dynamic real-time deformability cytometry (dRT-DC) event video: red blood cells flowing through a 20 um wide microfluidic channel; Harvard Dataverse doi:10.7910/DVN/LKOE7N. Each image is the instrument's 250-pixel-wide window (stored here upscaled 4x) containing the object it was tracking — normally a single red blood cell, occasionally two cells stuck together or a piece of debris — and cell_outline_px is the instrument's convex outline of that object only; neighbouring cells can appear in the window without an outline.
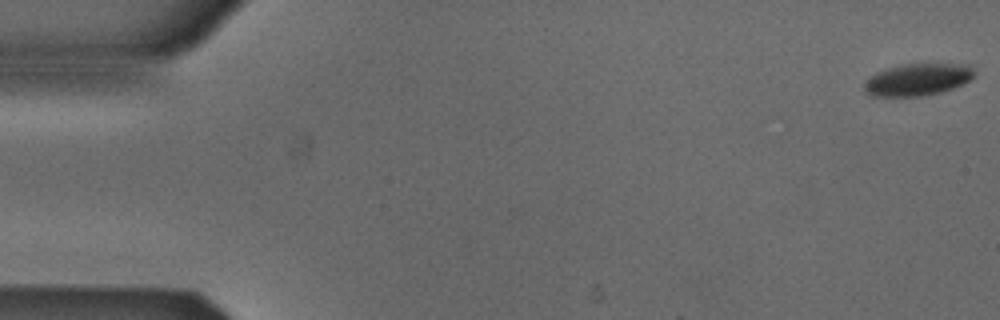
{"species": "Egyptian fruit bat (a non-hibernating species)", "species_latin": "Rousettus aegyptiacus", "temperature_condition": "cold", "stored_images_in_passage": 10, "camera_frame_rate_fps": 3000, "um_per_image_px": 0.085, "animal": {"sex": "male"}, "frame": {"image": 1, "passage_image": 1, "time_ms": 0.0, "image_size_px": [1000, 320], "cell_outline_px": [[972, 76], [964, 84], [940, 92], [924, 96], [872, 96], [864, 88], [864, 84], [876, 72], [888, 68], [904, 64], [968, 64], [972, 68]], "centroid_in_image_um": [78.0, 6.76], "position_along_channel_um": 7.0, "area_um2": 20.17}}